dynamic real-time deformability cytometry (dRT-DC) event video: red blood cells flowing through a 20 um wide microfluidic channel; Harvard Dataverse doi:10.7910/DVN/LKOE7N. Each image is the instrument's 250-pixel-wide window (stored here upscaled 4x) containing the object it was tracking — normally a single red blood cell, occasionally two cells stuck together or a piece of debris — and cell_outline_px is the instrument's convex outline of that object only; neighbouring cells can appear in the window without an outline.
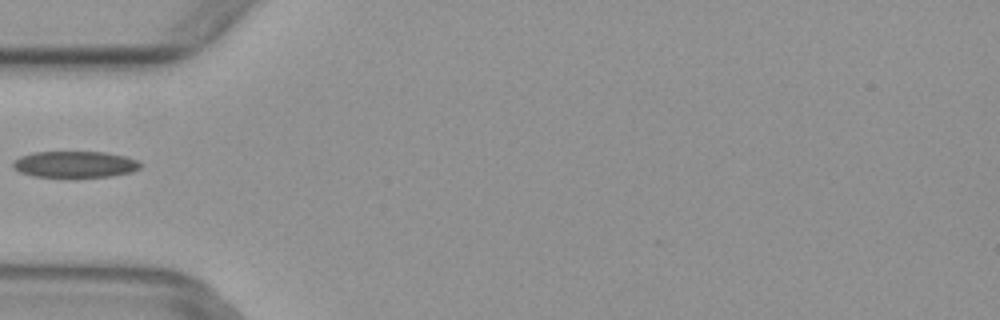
{"species": "common noctule bat (a hibernating species)", "species_latin": "Nyctalus noctula", "temperature_condition": "warm", "stored_images_in_passage": 4, "camera_frame_rate_fps": 3000, "um_per_image_px": 0.085, "animal": {"sex": "female", "body_mass_g": 29.2, "forearm_length_mm": 56.3}, "frame": {"image": 1, "passage_image": 4, "time_ms": 1.0, "image_size_px": [1000, 320], "cell_outline_px": [[144, 164], [140, 168], [132, 172], [112, 176], [76, 180], [32, 176], [20, 172], [12, 168], [12, 160], [20, 156], [32, 152], [104, 152], [124, 156], [140, 160]], "centroid_in_image_um": [6.37, 14.02], "position_along_channel_um": 78.6, "area_um2": 20.81}}